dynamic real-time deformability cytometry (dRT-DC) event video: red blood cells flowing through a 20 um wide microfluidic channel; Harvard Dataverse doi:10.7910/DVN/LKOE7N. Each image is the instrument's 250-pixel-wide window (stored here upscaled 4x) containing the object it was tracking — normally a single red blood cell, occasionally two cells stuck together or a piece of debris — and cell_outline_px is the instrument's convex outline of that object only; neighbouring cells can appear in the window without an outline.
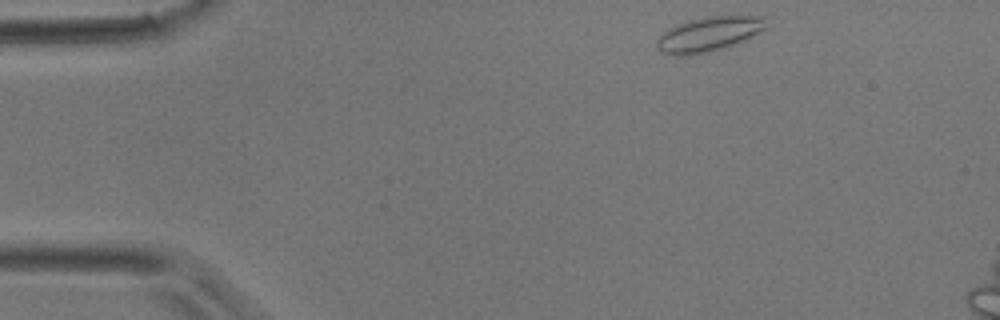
{"species": "common noctule bat (a hibernating species)", "species_latin": "Nyctalus noctula", "temperature_condition": "room temperature", "stored_images_in_passage": 2, "camera_frame_rate_fps": 3000, "um_per_image_px": 0.085, "animal": {"sex": "male", "body_mass_g": 17.9}, "frame": {"image": 1, "passage_image": 1, "time_ms": 0.0, "image_size_px": [1000, 320], "cell_outline_px": [[768, 28], [748, 40], [708, 52], [688, 56], [672, 56], [660, 52], [656, 48], [656, 40], [668, 28], [676, 24], [688, 20], [708, 16], [768, 16]], "centroid_in_image_um": [60.28, 2.9], "position_along_channel_um": 24.7, "area_um2": 22.72}}